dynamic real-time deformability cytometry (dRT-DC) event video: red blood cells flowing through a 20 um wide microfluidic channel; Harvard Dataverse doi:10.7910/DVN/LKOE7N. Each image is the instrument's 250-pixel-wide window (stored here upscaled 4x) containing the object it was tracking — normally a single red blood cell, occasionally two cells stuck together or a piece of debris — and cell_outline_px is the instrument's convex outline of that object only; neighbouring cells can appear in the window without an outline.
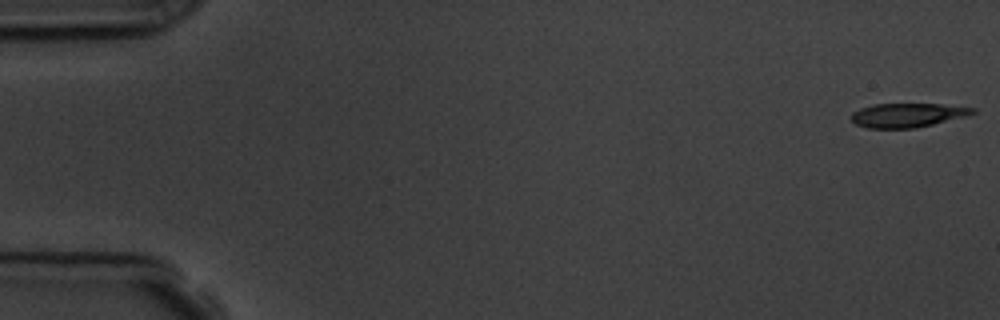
{"species": "common noctule bat (a hibernating species)", "species_latin": "Nyctalus noctula", "temperature_condition": "room temperature", "stored_images_in_passage": 8, "camera_frame_rate_fps": 3000, "um_per_image_px": 0.085, "animal": {"sex": "male", "body_mass_g": 19.5, "forearm_length_mm": 54.6}, "frame": {"image": 1, "passage_image": 1, "time_ms": 0.0, "image_size_px": [1000, 320], "cell_outline_px": [[976, 112], [964, 116], [916, 128], [868, 128], [856, 124], [852, 120], [852, 112], [860, 108], [872, 104], [940, 104], [976, 108]], "centroid_in_image_um": [77.1, 9.78], "position_along_channel_um": 7.9, "area_um2": 16.82}}
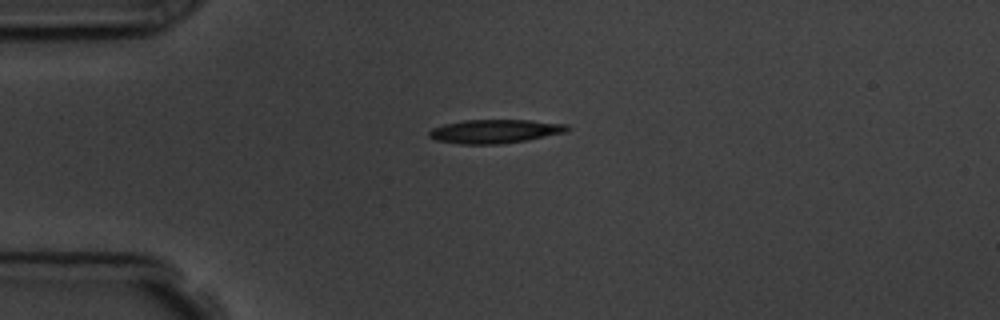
{"frame": {"image": 2, "passage_image": 4, "time_ms": 4.333, "image_size_px": [1000, 320], "cell_outline_px": [[572, 128], [564, 132], [528, 140], [500, 144], [460, 144], [436, 140], [428, 136], [428, 132], [432, 128], [444, 124], [464, 120], [528, 120], [568, 124]], "centroid_in_image_um": [42.06, 11.16], "position_along_channel_um": 42.9, "area_um2": 19.13}}